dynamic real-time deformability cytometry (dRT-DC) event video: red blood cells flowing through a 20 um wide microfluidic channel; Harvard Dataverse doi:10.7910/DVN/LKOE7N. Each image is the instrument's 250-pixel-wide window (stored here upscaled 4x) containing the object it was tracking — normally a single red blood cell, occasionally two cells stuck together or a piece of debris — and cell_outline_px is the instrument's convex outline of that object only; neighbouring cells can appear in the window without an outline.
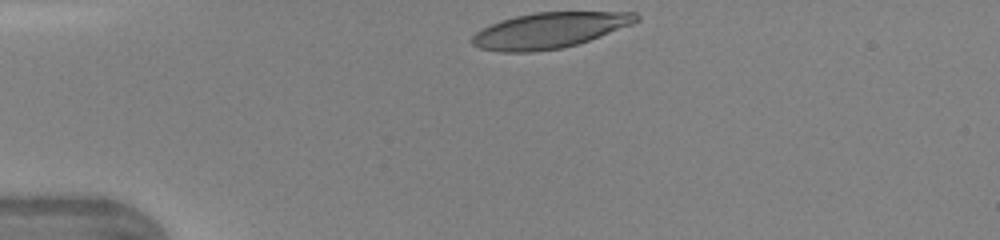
{"species": "human", "species_latin": "Homo sapiens", "temperature_condition": "warm", "stored_images_in_passage": 28, "camera_frame_rate_fps": 3000, "um_per_image_px": 0.085, "donor": {"sex": "female"}, "frame": {"image": 1, "passage_image": 1, "time_ms": 0.0, "image_size_px": [1000, 240], "cell_outline_px": [[640, 20], [632, 24], [600, 36], [576, 44], [560, 48], [532, 52], [500, 52], [480, 48], [472, 44], [472, 36], [476, 32], [500, 20], [516, 16], [536, 12], [636, 12], [640, 16]], "centroid_in_image_um": [46.71, 2.57], "position_along_channel_um": 38.3, "area_um2": 33.81}}
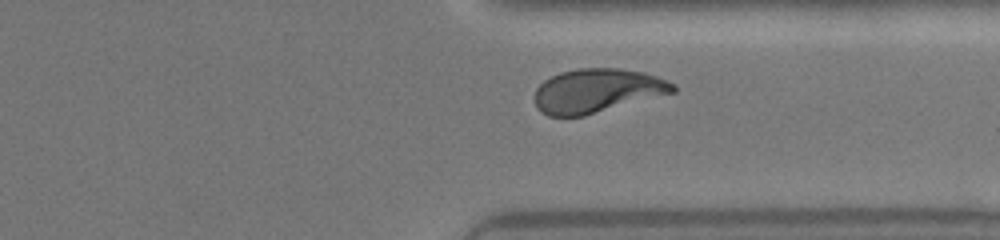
{"frame": {"image": 2, "passage_image": 25, "time_ms": 8.0, "image_size_px": [1000, 240], "cell_outline_px": [[676, 92], [584, 116], [548, 116], [540, 112], [536, 108], [536, 88], [544, 80], [560, 72], [580, 68], [620, 68], [644, 72], [668, 80], [676, 84]], "centroid_in_image_um": [50.78, 7.71], "position_along_channel_um": 360.6, "area_um2": 35.6}}
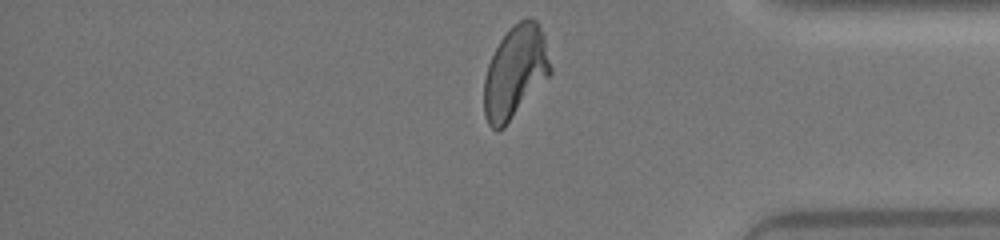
{"frame": {"image": 3, "passage_image": 28, "time_ms": 9.0, "image_size_px": [1000, 240], "cell_outline_px": [[552, 72], [504, 128], [496, 132], [488, 124], [484, 116], [484, 80], [488, 64], [500, 40], [520, 20], [528, 16], [536, 20], [540, 24], [544, 36], [552, 68]], "centroid_in_image_um": [43.79, 6.14], "position_along_channel_um": 391.4, "area_um2": 35.55}}